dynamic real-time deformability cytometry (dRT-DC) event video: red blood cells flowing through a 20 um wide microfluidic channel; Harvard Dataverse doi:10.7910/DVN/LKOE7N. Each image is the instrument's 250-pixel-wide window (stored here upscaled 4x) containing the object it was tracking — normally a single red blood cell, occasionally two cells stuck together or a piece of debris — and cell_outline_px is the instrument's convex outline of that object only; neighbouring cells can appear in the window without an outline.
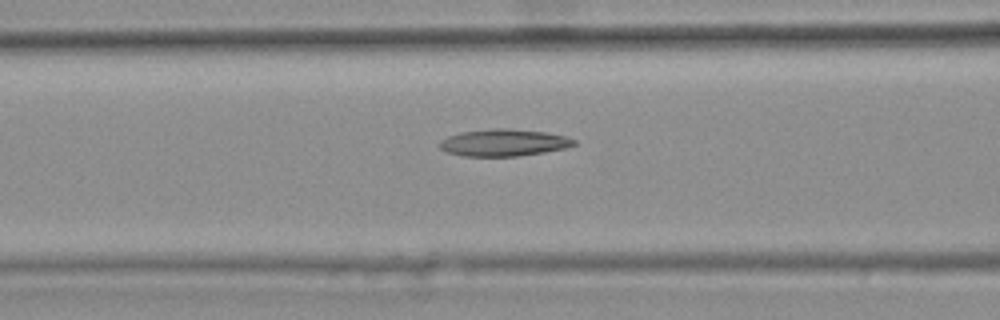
{"species": "common noctule bat (a hibernating species)", "species_latin": "Nyctalus noctula", "temperature_condition": "warm", "stored_images_in_passage": 49, "camera_frame_rate_fps": 3000, "um_per_image_px": 0.085, "animal": {"sex": "female", "body_mass_g": 25.1}, "frame": {"image": 1, "passage_image": 22, "time_ms": 7.0, "image_size_px": [1000, 320], "cell_outline_px": [[576, 144], [564, 148], [544, 152], [516, 156], [464, 156], [448, 152], [440, 148], [436, 144], [440, 140], [448, 136], [460, 132], [492, 128], [508, 128], [544, 132], [568, 136], [576, 140]], "centroid_in_image_um": [42.79, 12.11], "position_along_channel_um": 123.8, "area_um2": 21.21}}
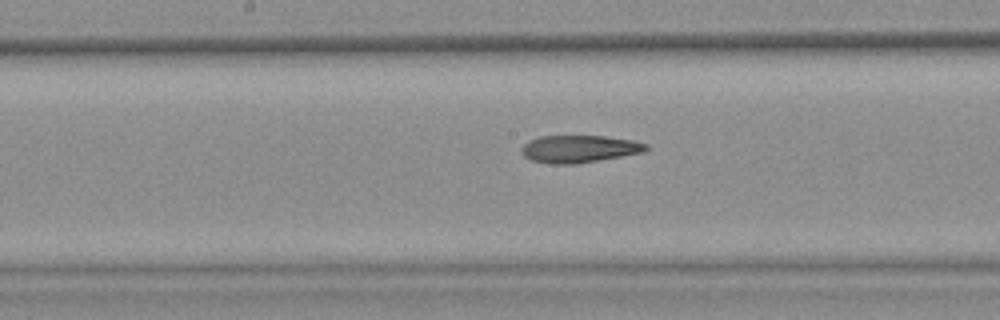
{"frame": {"image": 2, "passage_image": 28, "time_ms": 9.0, "image_size_px": [1000, 320], "cell_outline_px": [[648, 148], [644, 152], [576, 164], [552, 164], [532, 160], [524, 156], [520, 152], [520, 148], [528, 140], [540, 136], [604, 136], [632, 140], [648, 144]], "centroid_in_image_um": [49.2, 12.65], "position_along_channel_um": 199.0, "area_um2": 19.88}}
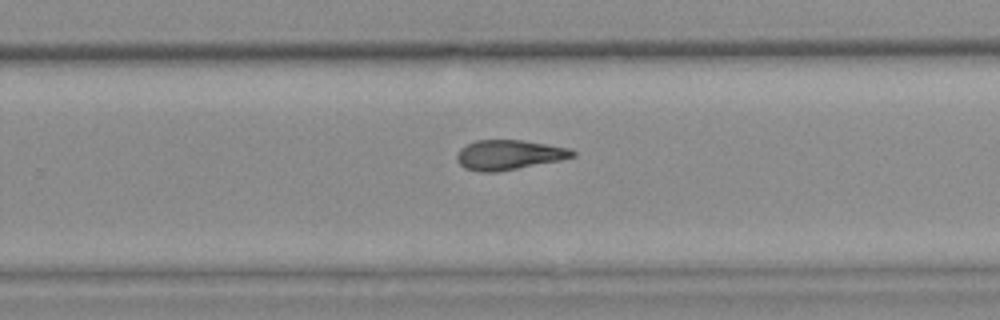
{"frame": {"image": 3, "passage_image": 35, "time_ms": 11.333, "image_size_px": [1000, 320], "cell_outline_px": [[576, 156], [560, 160], [496, 172], [476, 172], [464, 168], [456, 160], [456, 156], [460, 148], [476, 140], [520, 140], [572, 148], [576, 152]], "centroid_in_image_um": [43.25, 13.16], "position_along_channel_um": 286.6, "area_um2": 20.11}, "authors_computed_cell_mechanics": {"area_um2": 20.7502, "velocity_mm_per_s": 3.7648, "shape_relaxation_time_tau1_ms": null, "shape_relaxation_time_tau2_ms": 5.6054, "deformation_change_tau1": null, "deformation_change_tau2": 0.173}}